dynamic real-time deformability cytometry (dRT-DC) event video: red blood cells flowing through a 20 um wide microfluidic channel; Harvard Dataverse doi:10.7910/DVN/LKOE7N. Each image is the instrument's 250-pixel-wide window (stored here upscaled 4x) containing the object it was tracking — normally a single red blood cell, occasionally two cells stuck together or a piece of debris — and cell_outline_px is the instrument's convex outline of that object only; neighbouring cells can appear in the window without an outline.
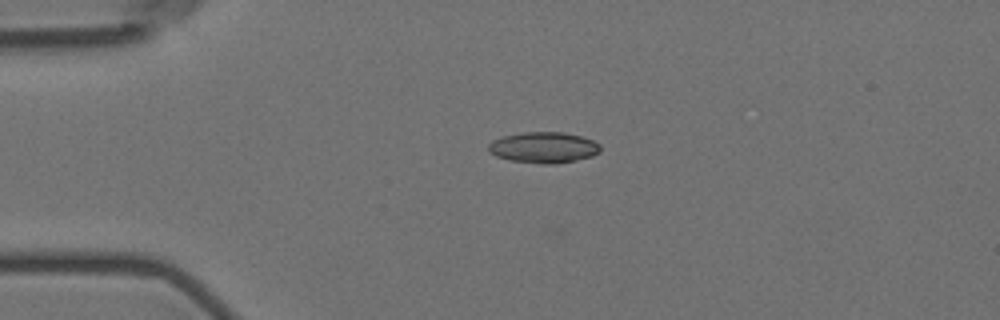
{"species": "Egyptian fruit bat (a non-hibernating species)", "species_latin": "Rousettus aegyptiacus", "temperature_condition": "room temperature", "stored_images_in_passage": 2, "camera_frame_rate_fps": 3000, "um_per_image_px": 0.085, "animal": {"sex": "female"}, "frame": {"image": 1, "passage_image": 1, "time_ms": 0.0, "image_size_px": [1000, 320], "cell_outline_px": [[600, 152], [592, 156], [576, 160], [556, 164], [540, 164], [508, 160], [496, 156], [488, 152], [488, 144], [492, 140], [504, 136], [524, 132], [564, 132], [580, 136], [592, 140], [600, 144]], "centroid_in_image_um": [46.19, 12.54], "position_along_channel_um": 38.8, "area_um2": 20.35}}